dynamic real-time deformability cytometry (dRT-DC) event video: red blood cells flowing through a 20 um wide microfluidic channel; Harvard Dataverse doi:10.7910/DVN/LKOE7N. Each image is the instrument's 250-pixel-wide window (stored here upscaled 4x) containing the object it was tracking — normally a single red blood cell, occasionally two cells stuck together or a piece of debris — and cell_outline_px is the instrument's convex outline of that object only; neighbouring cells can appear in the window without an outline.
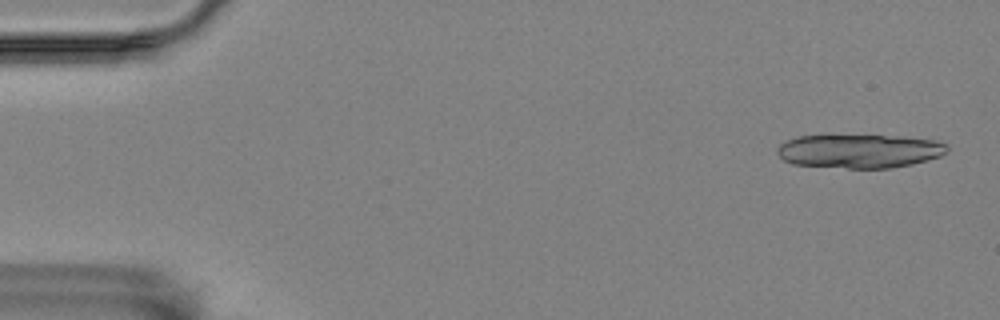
{"species": "Egyptian fruit bat (a non-hibernating species)", "species_latin": "Rousettus aegyptiacus", "temperature_condition": "room temperature", "stored_images_in_passage": 15, "camera_frame_rate_fps": 3000, "um_per_image_px": 0.085, "animal": {"sex": "female"}, "frame": {"image": 1, "passage_image": 1, "time_ms": 0.0, "image_size_px": [1000, 320], "cell_outline_px": [[948, 152], [940, 156], [912, 164], [892, 168], [848, 168], [792, 164], [784, 160], [776, 152], [776, 148], [784, 140], [796, 136], [904, 136], [936, 140], [948, 144]], "centroid_in_image_um": [73.06, 12.84], "position_along_channel_um": 11.9, "area_um2": 33.58}}